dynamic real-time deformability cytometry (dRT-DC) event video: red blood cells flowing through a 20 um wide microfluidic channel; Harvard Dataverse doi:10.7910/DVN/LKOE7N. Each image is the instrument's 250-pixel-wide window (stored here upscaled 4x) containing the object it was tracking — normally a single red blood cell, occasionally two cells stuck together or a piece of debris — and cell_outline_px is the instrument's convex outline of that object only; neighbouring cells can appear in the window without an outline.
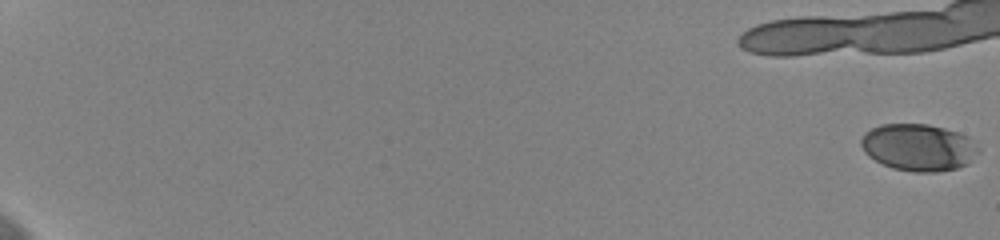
{"species": "human", "species_latin": "Homo sapiens", "temperature_condition": "cold", "stored_images_in_passage": 50, "camera_frame_rate_fps": 3000, "um_per_image_px": 0.085, "donor": {"sex": "female"}, "frame": {"image": 1, "passage_image": 1, "time_ms": 0.0, "image_size_px": [1000, 240], "cell_outline_px": [[980, 152], [968, 164], [956, 168], [936, 172], [912, 172], [892, 168], [868, 156], [864, 152], [860, 144], [860, 140], [864, 132], [880, 124], [928, 124], [944, 128], [968, 136], [980, 148]], "centroid_in_image_um": [78.07, 12.53], "position_along_channel_um": 6.9, "area_um2": 32.37}}
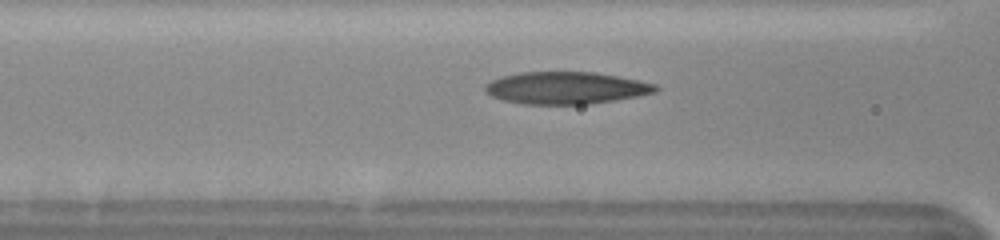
{"frame": {"image": 2, "passage_image": 24, "time_ms": 7.667, "image_size_px": [1000, 240], "cell_outline_px": [[660, 88], [656, 92], [636, 96], [588, 104], [524, 104], [504, 100], [492, 96], [484, 88], [492, 80], [504, 76], [520, 72], [592, 72], [616, 76], [656, 84]], "centroid_in_image_um": [48.12, 7.47], "position_along_channel_um": 118.5, "area_um2": 31.44}}
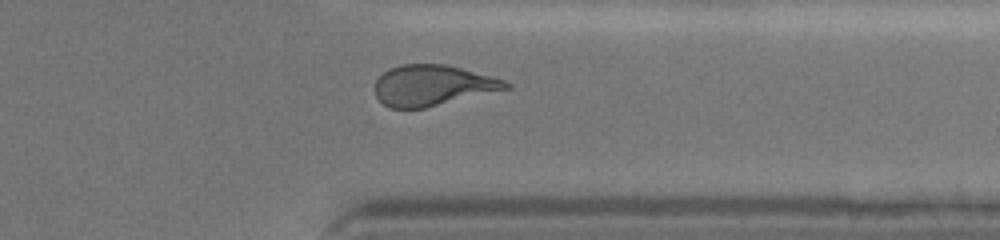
{"frame": {"image": 3, "passage_image": 45, "time_ms": 14.667, "image_size_px": [1000, 240], "cell_outline_px": [[512, 88], [424, 108], [388, 108], [376, 96], [376, 80], [384, 72], [400, 64], [444, 64], [460, 68], [504, 80], [512, 84]], "centroid_in_image_um": [36.78, 7.26], "position_along_channel_um": 374.6, "area_um2": 30.75}}